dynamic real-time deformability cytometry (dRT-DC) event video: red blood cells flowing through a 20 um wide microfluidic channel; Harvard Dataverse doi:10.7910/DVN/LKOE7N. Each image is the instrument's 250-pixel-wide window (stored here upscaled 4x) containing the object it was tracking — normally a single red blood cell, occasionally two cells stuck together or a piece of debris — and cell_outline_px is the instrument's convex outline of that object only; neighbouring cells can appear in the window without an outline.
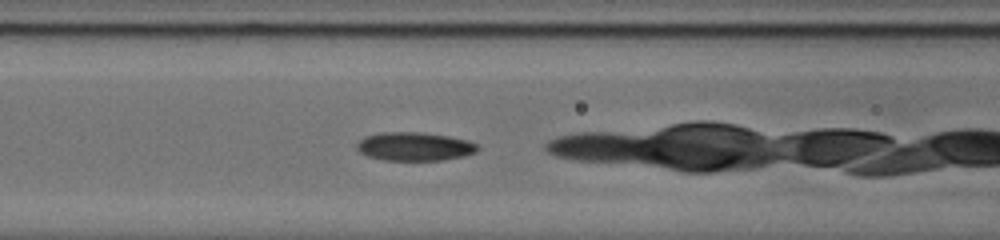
{"species": "common noctule bat (a hibernating species)", "species_latin": "Nyctalus noctula", "temperature_condition": "cold", "stored_images_in_passage": 26, "camera_frame_rate_fps": 3000, "um_per_image_px": 0.085, "animal": {"sex": "male", "body_mass_g": 20.0, "forearm_length_mm": 53.3}, "frame": {"image": 1, "passage_image": 5, "time_ms": 1.333, "image_size_px": [1000, 240], "cell_outline_px": [[480, 148], [476, 152], [464, 156], [440, 160], [384, 160], [368, 156], [360, 152], [356, 148], [356, 144], [364, 136], [380, 132], [420, 132], [448, 136], [468, 140], [476, 144]], "centroid_in_image_um": [35.22, 12.44], "position_along_channel_um": 131.4, "area_um2": 20.11}}
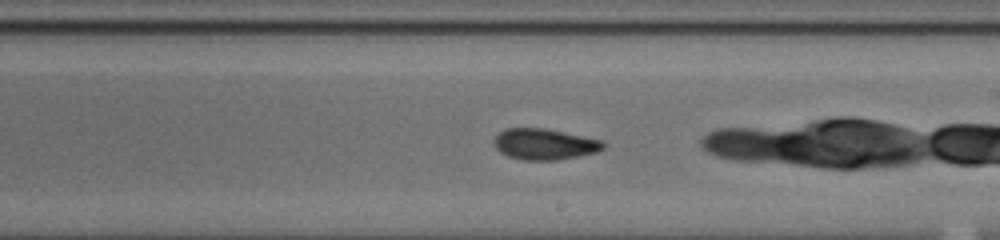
{"frame": {"image": 2, "passage_image": 14, "time_ms": 4.333, "image_size_px": [1000, 240], "cell_outline_px": [[608, 144], [604, 148], [596, 152], [556, 160], [520, 160], [508, 156], [500, 152], [492, 144], [492, 140], [504, 128], [544, 128], [604, 140]], "centroid_in_image_um": [46.27, 12.25], "position_along_channel_um": 242.7, "area_um2": 19.94}}
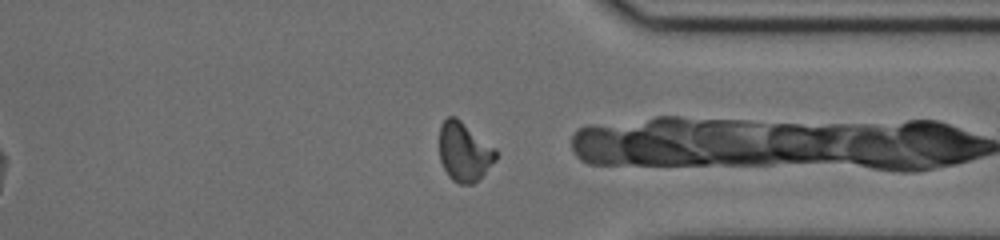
{"frame": {"image": 3, "passage_image": 25, "time_ms": 8.0, "image_size_px": [1000, 240], "cell_outline_px": [[496, 160], [472, 184], [460, 184], [452, 180], [448, 176], [440, 160], [440, 124], [448, 116], [456, 116], [496, 148]], "centroid_in_image_um": [39.45, 12.88], "position_along_channel_um": 372.0, "area_um2": 19.36}, "authors_computed_cell_mechanics": {"area_um2": 19.6809, "velocity_mm_per_s": 3.7249, "shape_relaxation_time_tau1_ms": null, "shape_relaxation_time_tau2_ms": 2.1088, "deformation_change_tau1": null, "deformation_change_tau2": 0.084}}